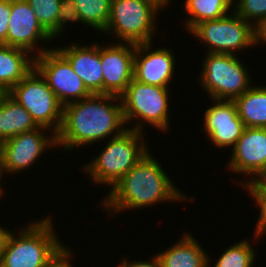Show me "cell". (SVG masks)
I'll return each instance as SVG.
<instances>
[{
    "label": "cell",
    "instance_id": "ac0fdd59",
    "mask_svg": "<svg viewBox=\"0 0 266 267\" xmlns=\"http://www.w3.org/2000/svg\"><path fill=\"white\" fill-rule=\"evenodd\" d=\"M197 241L186 232L170 248L156 253L161 267H211V258Z\"/></svg>",
    "mask_w": 266,
    "mask_h": 267
},
{
    "label": "cell",
    "instance_id": "4fadbf2b",
    "mask_svg": "<svg viewBox=\"0 0 266 267\" xmlns=\"http://www.w3.org/2000/svg\"><path fill=\"white\" fill-rule=\"evenodd\" d=\"M135 44L101 45L103 94L120 97L133 79Z\"/></svg>",
    "mask_w": 266,
    "mask_h": 267
},
{
    "label": "cell",
    "instance_id": "8fae6325",
    "mask_svg": "<svg viewBox=\"0 0 266 267\" xmlns=\"http://www.w3.org/2000/svg\"><path fill=\"white\" fill-rule=\"evenodd\" d=\"M48 130L50 129L39 126L2 142L0 144L2 172L9 174L24 172L36 163L47 148H54L57 145L56 135L54 133L47 135Z\"/></svg>",
    "mask_w": 266,
    "mask_h": 267
},
{
    "label": "cell",
    "instance_id": "603a6c76",
    "mask_svg": "<svg viewBox=\"0 0 266 267\" xmlns=\"http://www.w3.org/2000/svg\"><path fill=\"white\" fill-rule=\"evenodd\" d=\"M83 24L104 32L111 13V0H74Z\"/></svg>",
    "mask_w": 266,
    "mask_h": 267
},
{
    "label": "cell",
    "instance_id": "8992f818",
    "mask_svg": "<svg viewBox=\"0 0 266 267\" xmlns=\"http://www.w3.org/2000/svg\"><path fill=\"white\" fill-rule=\"evenodd\" d=\"M168 89V87L153 86L132 79L120 96L125 124L130 125L131 121L138 118L140 122L129 127L131 130L144 132L143 125L148 124L159 131L168 132L170 129Z\"/></svg>",
    "mask_w": 266,
    "mask_h": 267
},
{
    "label": "cell",
    "instance_id": "9c48e42d",
    "mask_svg": "<svg viewBox=\"0 0 266 267\" xmlns=\"http://www.w3.org/2000/svg\"><path fill=\"white\" fill-rule=\"evenodd\" d=\"M197 24L189 33L200 39L207 53L234 54L259 44V32L235 12ZM236 52V53H235Z\"/></svg>",
    "mask_w": 266,
    "mask_h": 267
},
{
    "label": "cell",
    "instance_id": "4dcf8cb0",
    "mask_svg": "<svg viewBox=\"0 0 266 267\" xmlns=\"http://www.w3.org/2000/svg\"><path fill=\"white\" fill-rule=\"evenodd\" d=\"M123 260V261H122ZM119 267H161L160 261L157 255H153V257L149 261H129L127 258L122 259Z\"/></svg>",
    "mask_w": 266,
    "mask_h": 267
},
{
    "label": "cell",
    "instance_id": "ba28073f",
    "mask_svg": "<svg viewBox=\"0 0 266 267\" xmlns=\"http://www.w3.org/2000/svg\"><path fill=\"white\" fill-rule=\"evenodd\" d=\"M237 56L206 53L199 83L211 100H235L252 86L247 67Z\"/></svg>",
    "mask_w": 266,
    "mask_h": 267
},
{
    "label": "cell",
    "instance_id": "d6986e66",
    "mask_svg": "<svg viewBox=\"0 0 266 267\" xmlns=\"http://www.w3.org/2000/svg\"><path fill=\"white\" fill-rule=\"evenodd\" d=\"M34 60L26 50L0 44V88L7 93L17 85L34 68Z\"/></svg>",
    "mask_w": 266,
    "mask_h": 267
},
{
    "label": "cell",
    "instance_id": "277c9868",
    "mask_svg": "<svg viewBox=\"0 0 266 267\" xmlns=\"http://www.w3.org/2000/svg\"><path fill=\"white\" fill-rule=\"evenodd\" d=\"M143 134L128 128L119 136L108 138L102 152L87 165L83 164L92 183L113 188L149 150Z\"/></svg>",
    "mask_w": 266,
    "mask_h": 267
},
{
    "label": "cell",
    "instance_id": "8d00e7d4",
    "mask_svg": "<svg viewBox=\"0 0 266 267\" xmlns=\"http://www.w3.org/2000/svg\"><path fill=\"white\" fill-rule=\"evenodd\" d=\"M6 92H4L1 88H0V99L1 97L5 94Z\"/></svg>",
    "mask_w": 266,
    "mask_h": 267
},
{
    "label": "cell",
    "instance_id": "9a60e30c",
    "mask_svg": "<svg viewBox=\"0 0 266 267\" xmlns=\"http://www.w3.org/2000/svg\"><path fill=\"white\" fill-rule=\"evenodd\" d=\"M151 45H135L133 79L144 84L169 87L176 66L174 53L164 47L152 50Z\"/></svg>",
    "mask_w": 266,
    "mask_h": 267
},
{
    "label": "cell",
    "instance_id": "836d02e7",
    "mask_svg": "<svg viewBox=\"0 0 266 267\" xmlns=\"http://www.w3.org/2000/svg\"><path fill=\"white\" fill-rule=\"evenodd\" d=\"M7 229H6V227H2L1 225H0V253H1V248H2V244H3V240H4V237H5V235H6V233H7Z\"/></svg>",
    "mask_w": 266,
    "mask_h": 267
},
{
    "label": "cell",
    "instance_id": "d4e9b609",
    "mask_svg": "<svg viewBox=\"0 0 266 267\" xmlns=\"http://www.w3.org/2000/svg\"><path fill=\"white\" fill-rule=\"evenodd\" d=\"M32 7L38 22L43 29L52 37L56 38L58 24V12L61 0H26Z\"/></svg>",
    "mask_w": 266,
    "mask_h": 267
},
{
    "label": "cell",
    "instance_id": "7402d4cb",
    "mask_svg": "<svg viewBox=\"0 0 266 267\" xmlns=\"http://www.w3.org/2000/svg\"><path fill=\"white\" fill-rule=\"evenodd\" d=\"M184 2L183 7L188 17L183 25L188 32L200 22L226 16L233 7V0H185Z\"/></svg>",
    "mask_w": 266,
    "mask_h": 267
},
{
    "label": "cell",
    "instance_id": "44dd1931",
    "mask_svg": "<svg viewBox=\"0 0 266 267\" xmlns=\"http://www.w3.org/2000/svg\"><path fill=\"white\" fill-rule=\"evenodd\" d=\"M253 85L234 100L238 116L245 127L266 128V86Z\"/></svg>",
    "mask_w": 266,
    "mask_h": 267
},
{
    "label": "cell",
    "instance_id": "2e32d148",
    "mask_svg": "<svg viewBox=\"0 0 266 267\" xmlns=\"http://www.w3.org/2000/svg\"><path fill=\"white\" fill-rule=\"evenodd\" d=\"M231 152L227 167L237 175L250 177L239 182L244 186L266 166V128L245 127Z\"/></svg>",
    "mask_w": 266,
    "mask_h": 267
},
{
    "label": "cell",
    "instance_id": "ffe728a7",
    "mask_svg": "<svg viewBox=\"0 0 266 267\" xmlns=\"http://www.w3.org/2000/svg\"><path fill=\"white\" fill-rule=\"evenodd\" d=\"M31 115L7 93L0 99V144L13 136L38 128Z\"/></svg>",
    "mask_w": 266,
    "mask_h": 267
},
{
    "label": "cell",
    "instance_id": "f546056e",
    "mask_svg": "<svg viewBox=\"0 0 266 267\" xmlns=\"http://www.w3.org/2000/svg\"><path fill=\"white\" fill-rule=\"evenodd\" d=\"M71 255L69 247L64 246L44 267H72Z\"/></svg>",
    "mask_w": 266,
    "mask_h": 267
},
{
    "label": "cell",
    "instance_id": "7c38bea8",
    "mask_svg": "<svg viewBox=\"0 0 266 267\" xmlns=\"http://www.w3.org/2000/svg\"><path fill=\"white\" fill-rule=\"evenodd\" d=\"M52 40V37L38 22L32 7L26 0H11L6 45L26 50L30 54L35 52L36 57V54L38 56L51 49V47L38 48L39 42L44 44L43 42L48 43Z\"/></svg>",
    "mask_w": 266,
    "mask_h": 267
},
{
    "label": "cell",
    "instance_id": "6da1fadb",
    "mask_svg": "<svg viewBox=\"0 0 266 267\" xmlns=\"http://www.w3.org/2000/svg\"><path fill=\"white\" fill-rule=\"evenodd\" d=\"M125 126L120 97L91 94L64 106L56 144L69 151L74 150L75 146L89 147L93 142L104 141L111 135L119 136L128 129Z\"/></svg>",
    "mask_w": 266,
    "mask_h": 267
},
{
    "label": "cell",
    "instance_id": "30bf717a",
    "mask_svg": "<svg viewBox=\"0 0 266 267\" xmlns=\"http://www.w3.org/2000/svg\"><path fill=\"white\" fill-rule=\"evenodd\" d=\"M34 68L64 106L91 95L69 61L56 48L36 56Z\"/></svg>",
    "mask_w": 266,
    "mask_h": 267
},
{
    "label": "cell",
    "instance_id": "83f0119b",
    "mask_svg": "<svg viewBox=\"0 0 266 267\" xmlns=\"http://www.w3.org/2000/svg\"><path fill=\"white\" fill-rule=\"evenodd\" d=\"M83 23L80 14L75 6L74 0H61L60 10L58 12V24L56 27V37L65 31L67 23ZM64 29V30H63Z\"/></svg>",
    "mask_w": 266,
    "mask_h": 267
},
{
    "label": "cell",
    "instance_id": "3957f363",
    "mask_svg": "<svg viewBox=\"0 0 266 267\" xmlns=\"http://www.w3.org/2000/svg\"><path fill=\"white\" fill-rule=\"evenodd\" d=\"M17 237L8 230L0 253V267H44L65 245L59 242L53 220L30 221Z\"/></svg>",
    "mask_w": 266,
    "mask_h": 267
},
{
    "label": "cell",
    "instance_id": "cb8c5ba5",
    "mask_svg": "<svg viewBox=\"0 0 266 267\" xmlns=\"http://www.w3.org/2000/svg\"><path fill=\"white\" fill-rule=\"evenodd\" d=\"M221 255L213 267H252L256 257L250 241L244 240L230 245Z\"/></svg>",
    "mask_w": 266,
    "mask_h": 267
},
{
    "label": "cell",
    "instance_id": "f1b7e54d",
    "mask_svg": "<svg viewBox=\"0 0 266 267\" xmlns=\"http://www.w3.org/2000/svg\"><path fill=\"white\" fill-rule=\"evenodd\" d=\"M10 14L11 0H0V44L6 45Z\"/></svg>",
    "mask_w": 266,
    "mask_h": 267
},
{
    "label": "cell",
    "instance_id": "52a82bcc",
    "mask_svg": "<svg viewBox=\"0 0 266 267\" xmlns=\"http://www.w3.org/2000/svg\"><path fill=\"white\" fill-rule=\"evenodd\" d=\"M7 94L31 115L38 126L50 129L49 133L55 135L59 132L64 105L35 68Z\"/></svg>",
    "mask_w": 266,
    "mask_h": 267
},
{
    "label": "cell",
    "instance_id": "d590c367",
    "mask_svg": "<svg viewBox=\"0 0 266 267\" xmlns=\"http://www.w3.org/2000/svg\"><path fill=\"white\" fill-rule=\"evenodd\" d=\"M3 174L4 173L2 172L1 163H0V185H1L0 186V197L3 196V194H5L3 190L4 188L2 187V183H1V176H3Z\"/></svg>",
    "mask_w": 266,
    "mask_h": 267
},
{
    "label": "cell",
    "instance_id": "e575fe53",
    "mask_svg": "<svg viewBox=\"0 0 266 267\" xmlns=\"http://www.w3.org/2000/svg\"><path fill=\"white\" fill-rule=\"evenodd\" d=\"M156 1L158 4H160L163 8H165V6H169V3L171 2V0H154Z\"/></svg>",
    "mask_w": 266,
    "mask_h": 267
},
{
    "label": "cell",
    "instance_id": "5bb4252c",
    "mask_svg": "<svg viewBox=\"0 0 266 267\" xmlns=\"http://www.w3.org/2000/svg\"><path fill=\"white\" fill-rule=\"evenodd\" d=\"M213 106L207 108L203 128L206 137L219 149L234 147L245 126L238 116L234 100L212 99Z\"/></svg>",
    "mask_w": 266,
    "mask_h": 267
},
{
    "label": "cell",
    "instance_id": "d6a6232c",
    "mask_svg": "<svg viewBox=\"0 0 266 267\" xmlns=\"http://www.w3.org/2000/svg\"><path fill=\"white\" fill-rule=\"evenodd\" d=\"M259 44L262 42L266 44V26L259 31Z\"/></svg>",
    "mask_w": 266,
    "mask_h": 267
},
{
    "label": "cell",
    "instance_id": "1f68e13d",
    "mask_svg": "<svg viewBox=\"0 0 266 267\" xmlns=\"http://www.w3.org/2000/svg\"><path fill=\"white\" fill-rule=\"evenodd\" d=\"M256 229V230H255ZM254 237L257 241L262 235H266V203L260 208V215L256 222V228H254ZM265 232V233H264ZM257 237V238H256Z\"/></svg>",
    "mask_w": 266,
    "mask_h": 267
},
{
    "label": "cell",
    "instance_id": "4316f807",
    "mask_svg": "<svg viewBox=\"0 0 266 267\" xmlns=\"http://www.w3.org/2000/svg\"><path fill=\"white\" fill-rule=\"evenodd\" d=\"M243 188L255 200V205L257 204L261 208L266 203V166L249 180Z\"/></svg>",
    "mask_w": 266,
    "mask_h": 267
},
{
    "label": "cell",
    "instance_id": "5b68a950",
    "mask_svg": "<svg viewBox=\"0 0 266 267\" xmlns=\"http://www.w3.org/2000/svg\"><path fill=\"white\" fill-rule=\"evenodd\" d=\"M162 9L154 0H111L110 18L103 33L112 31L122 43H152L157 14Z\"/></svg>",
    "mask_w": 266,
    "mask_h": 267
},
{
    "label": "cell",
    "instance_id": "484cf974",
    "mask_svg": "<svg viewBox=\"0 0 266 267\" xmlns=\"http://www.w3.org/2000/svg\"><path fill=\"white\" fill-rule=\"evenodd\" d=\"M233 3V11L258 32L266 26V0H233Z\"/></svg>",
    "mask_w": 266,
    "mask_h": 267
},
{
    "label": "cell",
    "instance_id": "7a4b0ae2",
    "mask_svg": "<svg viewBox=\"0 0 266 267\" xmlns=\"http://www.w3.org/2000/svg\"><path fill=\"white\" fill-rule=\"evenodd\" d=\"M149 152L101 200L100 203L107 213L111 212V216L126 209L136 210L160 202L187 200L188 197L174 186L164 167Z\"/></svg>",
    "mask_w": 266,
    "mask_h": 267
},
{
    "label": "cell",
    "instance_id": "e0dca14e",
    "mask_svg": "<svg viewBox=\"0 0 266 267\" xmlns=\"http://www.w3.org/2000/svg\"><path fill=\"white\" fill-rule=\"evenodd\" d=\"M71 64L91 94H103V73L101 67V46L70 43V46L55 47Z\"/></svg>",
    "mask_w": 266,
    "mask_h": 267
}]
</instances>
